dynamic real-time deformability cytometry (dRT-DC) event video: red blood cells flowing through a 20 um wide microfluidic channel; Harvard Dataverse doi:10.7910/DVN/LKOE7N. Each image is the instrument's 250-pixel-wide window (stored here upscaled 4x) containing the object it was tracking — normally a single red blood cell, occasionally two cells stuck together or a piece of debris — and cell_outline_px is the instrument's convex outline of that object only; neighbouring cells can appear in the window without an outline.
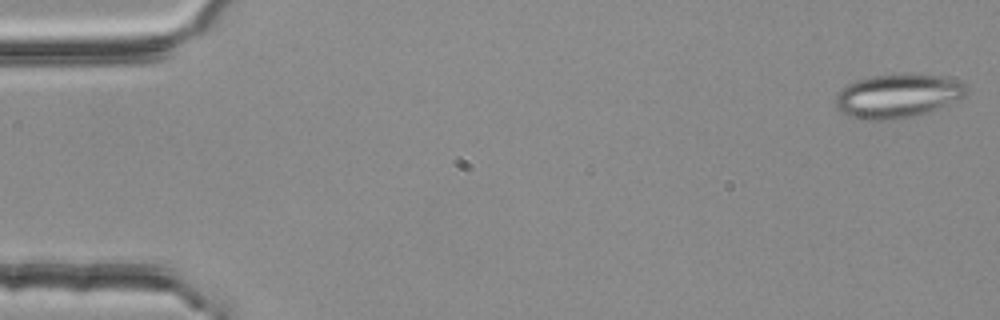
{"species": "common noctule bat (a hibernating species)", "species_latin": "Nyctalus noctula", "temperature_condition": "room temperature", "stored_images_in_passage": 13, "camera_frame_rate_fps": 3000, "um_per_image_px": 0.085, "animal": {"sex": "female", "body_mass_g": 25.1}, "frame": {"image": 1, "passage_image": 1, "time_ms": 0.0, "image_size_px": [1000, 320], "cell_outline_px": [[968, 92], [964, 96], [924, 112], [908, 116], [884, 120], [868, 120], [852, 116], [840, 112], [832, 100], [848, 84], [872, 76], [940, 76], [956, 80], [968, 84]], "centroid_in_image_um": [76.26, 8.16], "position_along_channel_um": 8.7, "area_um2": 31.96}}